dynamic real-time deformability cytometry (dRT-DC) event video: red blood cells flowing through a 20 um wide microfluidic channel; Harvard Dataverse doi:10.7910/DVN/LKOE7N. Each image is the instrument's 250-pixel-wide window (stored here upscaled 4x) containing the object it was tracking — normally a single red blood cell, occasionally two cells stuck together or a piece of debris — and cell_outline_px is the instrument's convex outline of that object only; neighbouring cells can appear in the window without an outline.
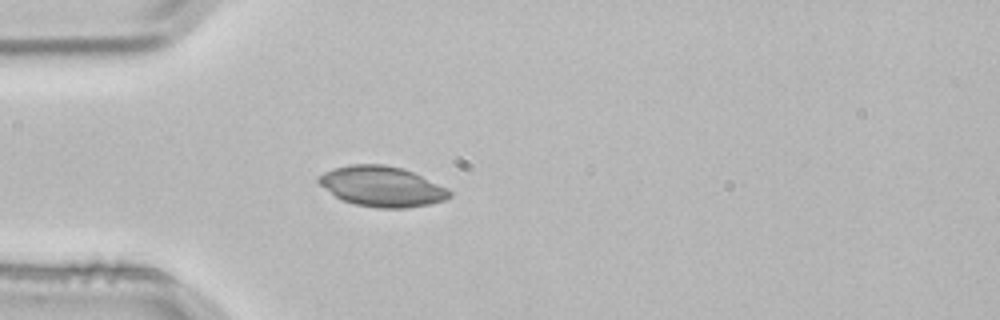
{"species": "common noctule bat (a hibernating species)", "species_latin": "Nyctalus noctula", "temperature_condition": "room temperature", "stored_images_in_passage": 2, "camera_frame_rate_fps": 3000, "um_per_image_px": 0.085, "animal": {"sex": "male", "body_mass_g": 21.5, "forearm_length_mm": 52.0}, "frame": {"image": 1, "passage_image": 2, "time_ms": 0.333, "image_size_px": [1000, 320], "cell_outline_px": [[452, 196], [444, 200], [428, 204], [404, 208], [376, 208], [356, 204], [344, 200], [336, 196], [320, 184], [316, 180], [316, 176], [324, 172], [336, 168], [352, 164], [384, 164], [400, 168], [412, 172], [448, 188], [452, 192]], "centroid_in_image_um": [32.47, 15.84], "position_along_channel_um": 52.5, "area_um2": 30.4}}